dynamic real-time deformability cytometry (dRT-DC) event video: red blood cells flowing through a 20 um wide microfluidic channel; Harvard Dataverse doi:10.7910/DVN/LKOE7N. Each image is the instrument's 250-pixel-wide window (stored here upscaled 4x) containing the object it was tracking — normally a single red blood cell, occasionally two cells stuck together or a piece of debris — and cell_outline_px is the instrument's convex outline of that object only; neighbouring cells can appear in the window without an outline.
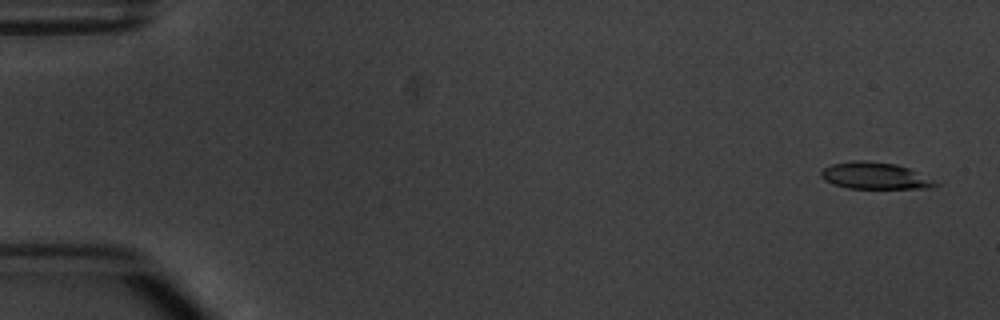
{"species": "common noctule bat (a hibernating species)", "species_latin": "Nyctalus noctula", "temperature_condition": "warm", "stored_images_in_passage": 5, "camera_frame_rate_fps": 3000, "um_per_image_px": 0.085, "animal": {"sex": "male", "body_mass_g": 20.1, "forearm_length_mm": 53.5}, "frame": {"image": 1, "passage_image": 1, "time_ms": 0.0, "image_size_px": [1000, 320], "cell_outline_px": [[940, 184], [932, 188], [848, 188], [832, 184], [824, 180], [820, 176], [820, 172], [824, 168], [832, 164], [852, 160], [868, 160], [896, 164], [908, 168]], "centroid_in_image_um": [74.31, 14.93], "position_along_channel_um": 10.7, "area_um2": 17.74}}
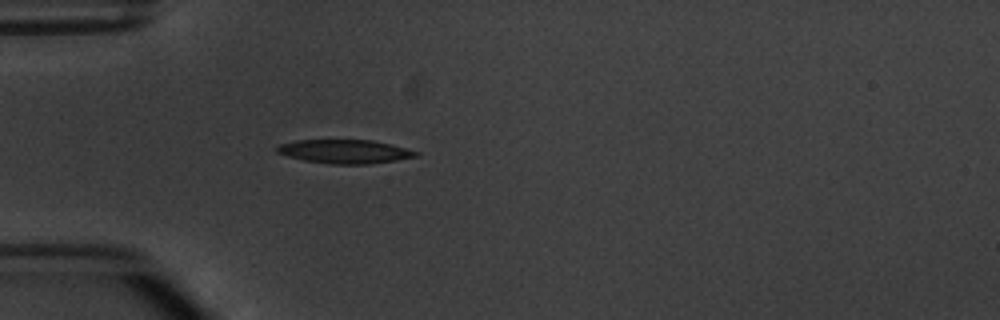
{"frame": {"image": 2, "passage_image": 5, "time_ms": 4.667, "image_size_px": [1000, 320], "cell_outline_px": [[420, 156], [396, 160], [368, 164], [332, 164], [304, 160], [288, 156], [276, 152], [276, 148], [280, 144], [296, 140], [372, 140], [392, 144], [420, 152]], "centroid_in_image_um": [29.35, 12.87], "position_along_channel_um": 55.7, "area_um2": 19.25}}